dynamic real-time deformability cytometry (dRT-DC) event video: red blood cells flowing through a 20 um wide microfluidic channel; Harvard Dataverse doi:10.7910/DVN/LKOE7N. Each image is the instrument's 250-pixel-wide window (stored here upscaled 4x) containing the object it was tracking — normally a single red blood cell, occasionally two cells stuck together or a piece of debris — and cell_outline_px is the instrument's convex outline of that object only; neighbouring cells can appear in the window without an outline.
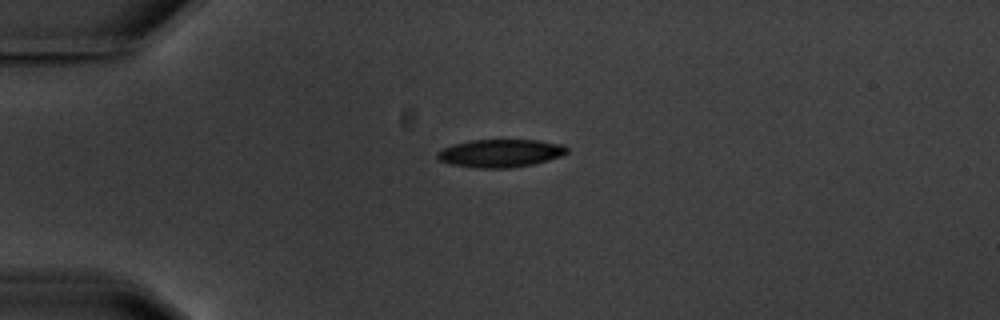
{"species": "common noctule bat (a hibernating species)", "species_latin": "Nyctalus noctula", "temperature_condition": "warm", "stored_images_in_passage": 3, "camera_frame_rate_fps": 3000, "um_per_image_px": 0.085, "animal": {"sex": "male", "body_mass_g": 20.1, "forearm_length_mm": 53.5}, "frame": {"image": 1, "passage_image": 1, "time_ms": 0.0, "image_size_px": [1000, 320], "cell_outline_px": [[568, 152], [560, 156], [548, 160], [532, 164], [512, 168], [480, 168], [452, 164], [440, 160], [436, 156], [436, 152], [452, 144], [468, 140], [536, 140], [564, 144], [568, 148]], "centroid_in_image_um": [42.54, 13.01], "position_along_channel_um": 42.5, "area_um2": 21.1}}
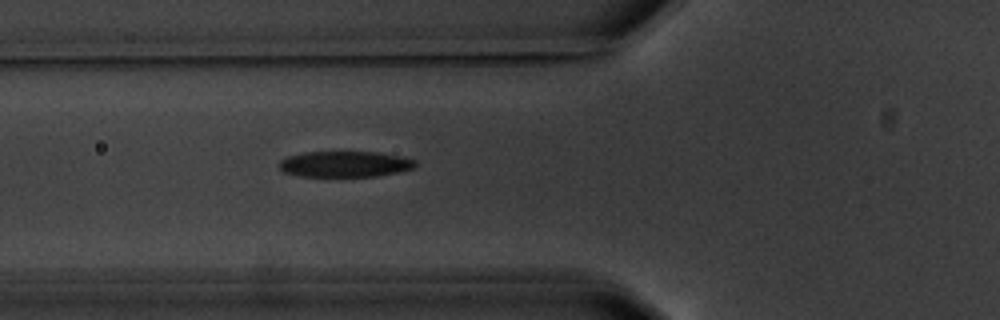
{"frame": {"image": 2, "passage_image": 3, "time_ms": 2.333, "image_size_px": [1000, 320], "cell_outline_px": [[416, 164], [412, 168], [396, 172], [376, 176], [300, 176], [284, 172], [280, 168], [280, 160], [288, 156], [304, 152], [376, 152], [400, 156], [416, 160]], "centroid_in_image_um": [29.3, 13.94], "position_along_channel_um": 96.5, "area_um2": 20.29}}